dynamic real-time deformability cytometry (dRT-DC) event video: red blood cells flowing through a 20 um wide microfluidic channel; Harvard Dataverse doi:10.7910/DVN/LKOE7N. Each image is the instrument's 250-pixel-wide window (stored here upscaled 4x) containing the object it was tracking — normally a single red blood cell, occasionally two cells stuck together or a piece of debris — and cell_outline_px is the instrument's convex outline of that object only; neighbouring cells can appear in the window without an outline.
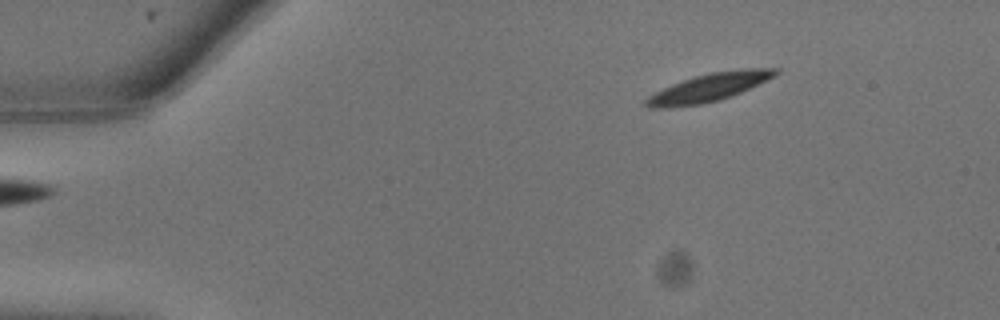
{"species": "common noctule bat (a hibernating species)", "species_latin": "Nyctalus noctula", "temperature_condition": "warm", "stored_images_in_passage": 5, "camera_frame_rate_fps": 3000, "um_per_image_px": 0.085, "animal": {"sex": "male", "body_mass_g": 13.3}, "frame": {"image": 1, "passage_image": 1, "time_ms": 0.0, "image_size_px": [1000, 320], "cell_outline_px": [[780, 72], [776, 76], [732, 96], [720, 100], [700, 104], [668, 108], [648, 108], [644, 104], [644, 100], [648, 96], [672, 84], [696, 76], [712, 72], [744, 68], [780, 68]], "centroid_in_image_um": [60.29, 7.43], "position_along_channel_um": 24.7, "area_um2": 21.15}}
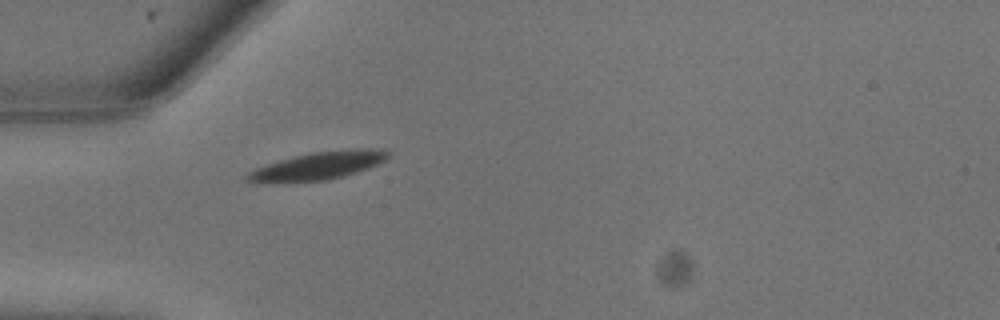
{"frame": {"image": 2, "passage_image": 5, "time_ms": 1.333, "image_size_px": [1000, 320], "cell_outline_px": [[388, 156], [384, 160], [368, 168], [344, 176], [324, 180], [284, 184], [260, 184], [244, 180], [244, 176], [248, 172], [256, 168], [280, 160], [312, 152], [352, 148], [376, 148], [388, 152]], "centroid_in_image_um": [26.93, 14.13], "position_along_channel_um": 58.1, "area_um2": 23.24}}